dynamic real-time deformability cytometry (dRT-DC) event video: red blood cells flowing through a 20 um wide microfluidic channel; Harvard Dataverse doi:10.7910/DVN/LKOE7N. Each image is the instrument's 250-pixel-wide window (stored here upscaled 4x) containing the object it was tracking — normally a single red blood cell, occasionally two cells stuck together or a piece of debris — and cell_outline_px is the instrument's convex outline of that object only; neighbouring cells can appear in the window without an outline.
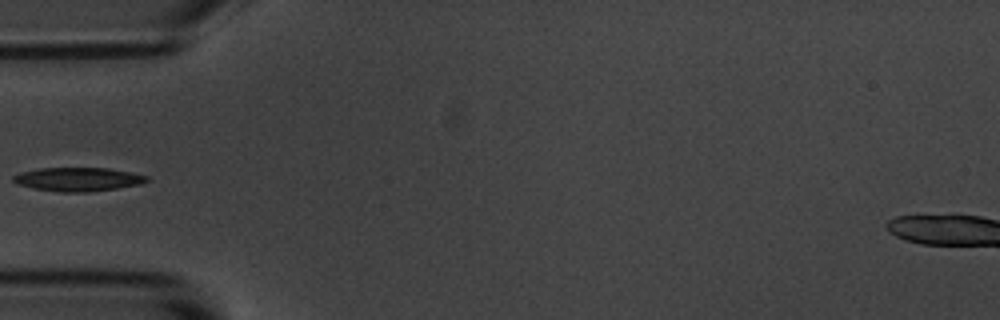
{"species": "common noctule bat (a hibernating species)", "species_latin": "Nyctalus noctula", "temperature_condition": "room temperature", "stored_images_in_passage": 21, "camera_frame_rate_fps": 3000, "um_per_image_px": 0.085, "animal": {"sex": "male", "body_mass_g": 20.1, "forearm_length_mm": 53.5}, "frame": {"image": 1, "passage_image": 1, "time_ms": 0.0, "image_size_px": [1000, 320], "cell_outline_px": [[152, 180], [140, 184], [116, 188], [88, 192], [60, 192], [36, 188], [16, 184], [12, 180], [12, 176], [20, 172], [40, 168], [108, 168], [132, 172], [148, 176]], "centroid_in_image_um": [6.65, 15.23], "position_along_channel_um": 78.3, "area_um2": 18.5}}
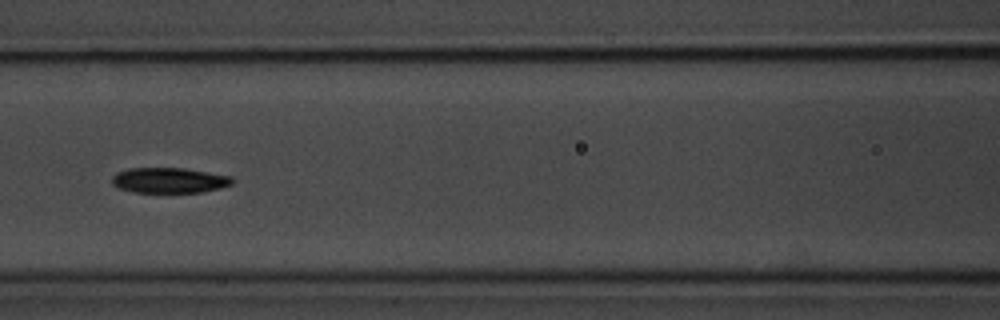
{"frame": {"image": 2, "passage_image": 7, "time_ms": 2.0, "image_size_px": [1000, 320], "cell_outline_px": [[236, 180], [232, 184], [220, 188], [200, 192], [132, 192], [120, 188], [112, 184], [112, 176], [116, 172], [128, 168], [184, 168], [232, 176]], "centroid_in_image_um": [14.39, 15.32], "position_along_channel_um": 152.2, "area_um2": 17.86}}
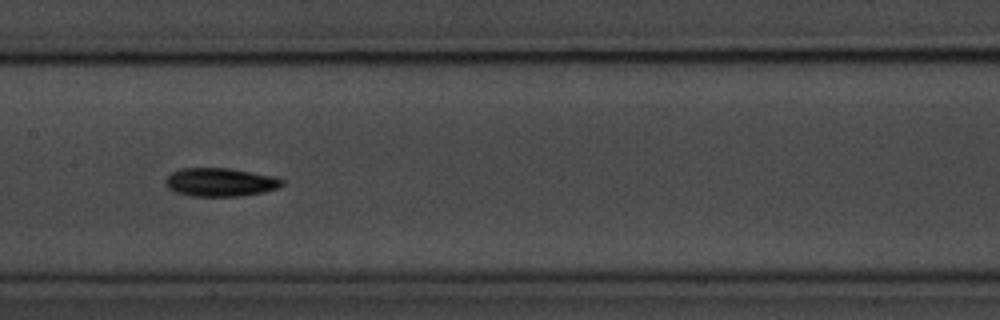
{"frame": {"image": 3, "passage_image": 10, "time_ms": 3.0, "image_size_px": [1000, 320], "cell_outline_px": [[284, 184], [280, 188], [264, 192], [240, 196], [188, 196], [176, 192], [168, 188], [164, 184], [164, 180], [172, 172], [180, 168], [228, 168], [276, 176], [284, 180]], "centroid_in_image_um": [18.74, 15.49], "position_along_channel_um": 188.7, "area_um2": 19.59}}